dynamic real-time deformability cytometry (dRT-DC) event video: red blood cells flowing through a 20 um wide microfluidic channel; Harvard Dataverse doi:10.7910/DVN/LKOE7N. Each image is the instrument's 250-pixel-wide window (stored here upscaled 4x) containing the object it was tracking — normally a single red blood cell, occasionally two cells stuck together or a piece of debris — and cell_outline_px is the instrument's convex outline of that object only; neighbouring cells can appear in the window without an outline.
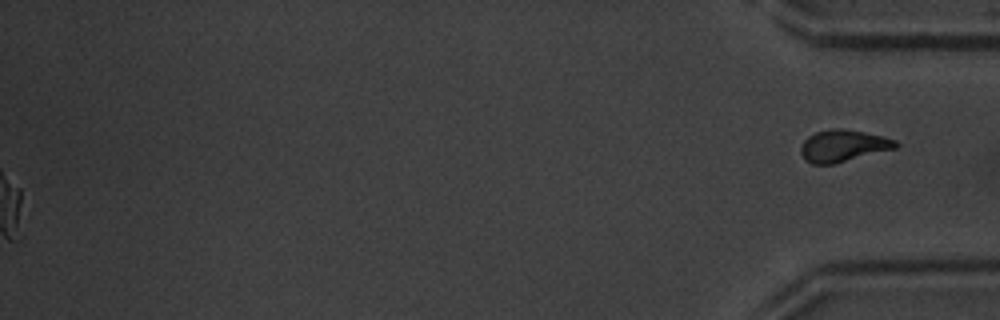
{"species": "common noctule bat (a hibernating species)", "species_latin": "Nyctalus noctula", "temperature_condition": "warm", "stored_images_in_passage": 45, "segment_of_instrument_passage": [2, 2], "camera_frame_rate_fps": 3000, "um_per_image_px": 0.085, "animal": {"sex": "male", "body_mass_g": 20.1, "forearm_length_mm": 53.5}, "frame": {"image": 1, "passage_image": 45, "time_ms": 14.667, "image_size_px": [1000, 320], "cell_outline_px": [[900, 144], [896, 148], [832, 164], [812, 164], [804, 160], [800, 152], [800, 148], [804, 140], [808, 136], [816, 132], [832, 128], [840, 128], [864, 132], [884, 136], [896, 140]], "centroid_in_image_um": [71.65, 12.39], "position_along_channel_um": 363.5, "area_um2": 17.63}}